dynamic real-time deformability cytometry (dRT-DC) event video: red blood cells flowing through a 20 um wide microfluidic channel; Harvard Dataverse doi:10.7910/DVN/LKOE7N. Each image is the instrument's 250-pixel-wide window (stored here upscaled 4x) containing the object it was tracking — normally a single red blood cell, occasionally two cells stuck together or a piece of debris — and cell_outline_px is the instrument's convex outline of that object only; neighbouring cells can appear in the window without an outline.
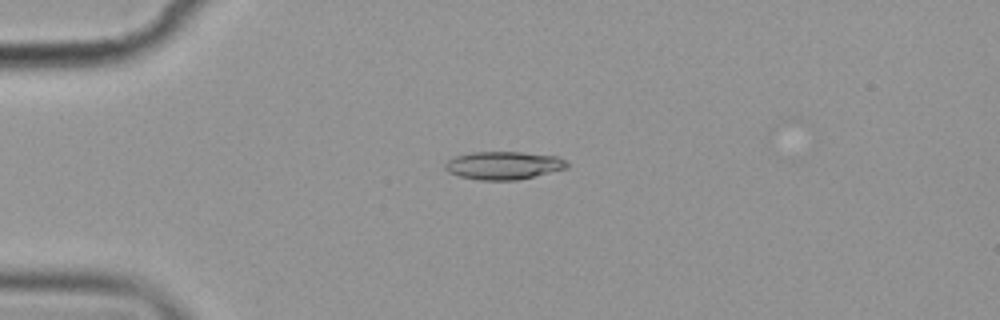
{"species": "common noctule bat (a hibernating species)", "species_latin": "Nyctalus noctula", "temperature_condition": "cold", "stored_images_in_passage": 3, "camera_frame_rate_fps": 3000, "um_per_image_px": 0.085, "animal": {"sex": "female", "body_mass_g": 19.9}, "frame": {"image": 1, "passage_image": 2, "time_ms": 1.333, "image_size_px": [1000, 320], "cell_outline_px": [[568, 168], [516, 180], [480, 180], [460, 176], [448, 172], [444, 168], [444, 164], [448, 160], [456, 156], [472, 152], [520, 152], [556, 156], [564, 160], [568, 164]], "centroid_in_image_um": [42.78, 14.06], "position_along_channel_um": 42.2, "area_um2": 19.71}}